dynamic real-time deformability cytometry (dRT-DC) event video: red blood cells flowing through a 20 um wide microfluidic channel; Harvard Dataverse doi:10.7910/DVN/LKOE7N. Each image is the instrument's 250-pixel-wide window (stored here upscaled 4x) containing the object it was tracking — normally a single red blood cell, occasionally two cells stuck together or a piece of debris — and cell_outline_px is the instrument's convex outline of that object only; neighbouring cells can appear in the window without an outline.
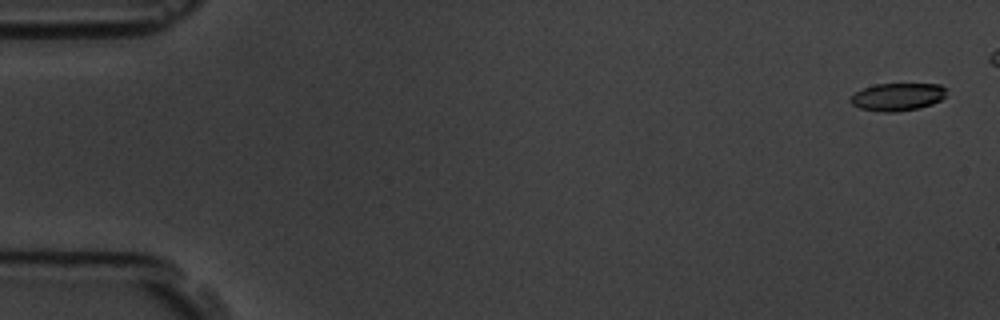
{"species": "common noctule bat (a hibernating species)", "species_latin": "Nyctalus noctula", "temperature_condition": "room temperature", "stored_images_in_passage": 13, "camera_frame_rate_fps": 3000, "um_per_image_px": 0.085, "animal": {"sex": "male", "body_mass_g": 19.5, "forearm_length_mm": 54.6}, "frame": {"image": 1, "passage_image": 1, "time_ms": 0.0, "image_size_px": [1000, 320], "cell_outline_px": [[948, 88], [944, 96], [940, 100], [932, 104], [920, 108], [896, 112], [880, 112], [860, 108], [852, 104], [848, 100], [856, 92], [864, 88], [876, 84], [940, 84]], "centroid_in_image_um": [76.3, 8.23], "position_along_channel_um": 8.7, "area_um2": 15.55}}
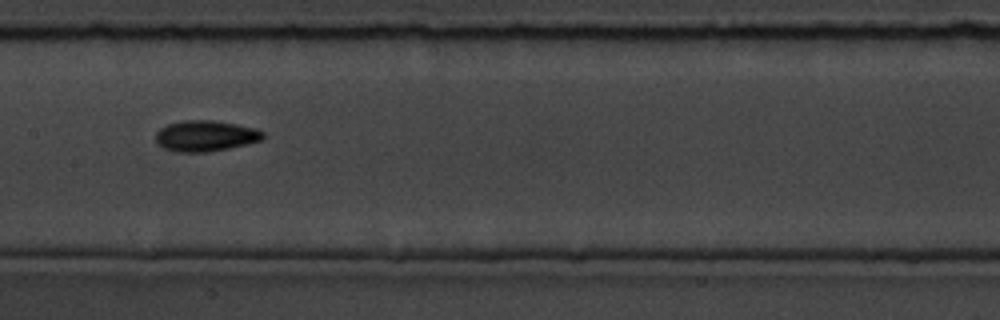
{"frame": {"image": 2, "passage_image": 8, "time_ms": 9.0, "image_size_px": [1000, 320], "cell_outline_px": [[264, 140], [228, 148], [208, 152], [176, 152], [164, 148], [156, 144], [156, 132], [160, 128], [168, 124], [184, 120], [212, 120], [236, 124], [256, 128], [264, 132]], "centroid_in_image_um": [17.47, 11.55], "position_along_channel_um": 189.9, "area_um2": 19.42}}
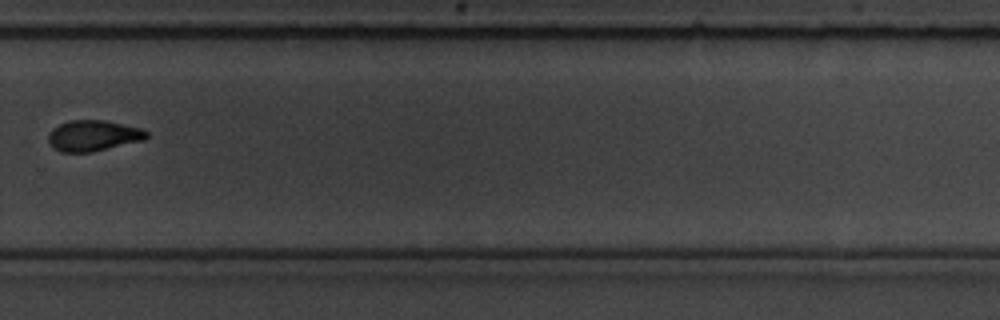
{"frame": {"image": 3, "passage_image": 11, "time_ms": 12.667, "image_size_px": [1000, 320], "cell_outline_px": [[148, 136], [144, 140], [92, 152], [60, 152], [52, 148], [48, 140], [48, 132], [52, 128], [68, 120], [104, 120], [140, 128], [148, 132]], "centroid_in_image_um": [7.88, 11.53], "position_along_channel_um": 321.9, "area_um2": 17.74}}